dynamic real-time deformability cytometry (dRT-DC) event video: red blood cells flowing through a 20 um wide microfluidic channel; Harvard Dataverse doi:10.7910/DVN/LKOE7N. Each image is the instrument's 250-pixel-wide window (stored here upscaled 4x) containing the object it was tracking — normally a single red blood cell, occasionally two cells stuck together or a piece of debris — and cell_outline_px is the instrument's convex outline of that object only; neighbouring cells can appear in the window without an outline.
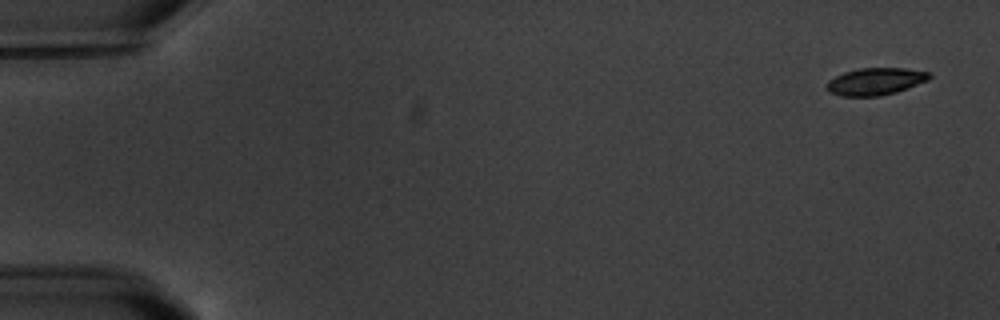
{"species": "common noctule bat (a hibernating species)", "species_latin": "Nyctalus noctula", "temperature_condition": "warm", "stored_images_in_passage": 5, "camera_frame_rate_fps": 3000, "um_per_image_px": 0.085, "animal": {"sex": "male", "body_mass_g": 20.1, "forearm_length_mm": 53.5}, "frame": {"image": 1, "passage_image": 1, "time_ms": 0.0, "image_size_px": [1000, 320], "cell_outline_px": [[932, 76], [928, 80], [908, 88], [896, 92], [880, 96], [840, 96], [828, 92], [828, 80], [844, 72], [860, 68], [904, 68], [932, 72]], "centroid_in_image_um": [74.45, 6.92], "position_along_channel_um": 10.6, "area_um2": 16.3}}
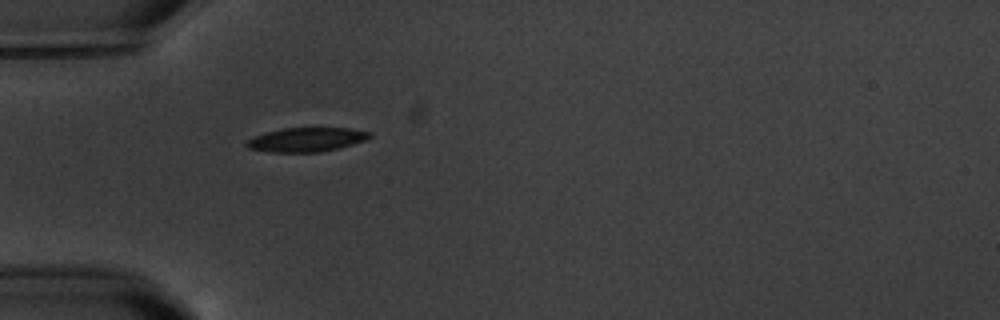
{"frame": {"image": 2, "passage_image": 5, "time_ms": 5.333, "image_size_px": [1000, 320], "cell_outline_px": [[372, 136], [364, 140], [340, 148], [320, 152], [268, 152], [248, 148], [244, 144], [248, 140], [264, 132], [284, 128], [352, 128], [372, 132]], "centroid_in_image_um": [26.06, 11.87], "position_along_channel_um": 58.9, "area_um2": 17.34}}